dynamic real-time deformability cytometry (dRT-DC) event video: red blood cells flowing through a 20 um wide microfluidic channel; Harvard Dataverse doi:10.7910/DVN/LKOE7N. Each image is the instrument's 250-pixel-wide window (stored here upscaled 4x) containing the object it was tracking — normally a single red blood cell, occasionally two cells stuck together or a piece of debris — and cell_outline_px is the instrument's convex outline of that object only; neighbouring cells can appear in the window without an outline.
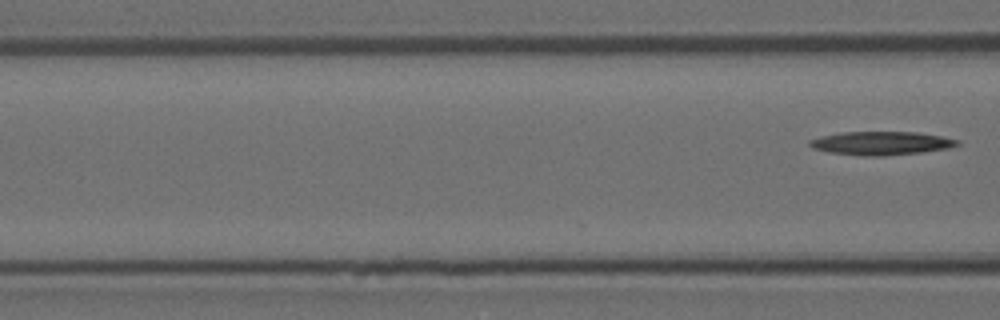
{"species": "Egyptian fruit bat (a non-hibernating species)", "species_latin": "Rousettus aegyptiacus", "temperature_condition": "room temperature", "stored_images_in_passage": 7, "camera_frame_rate_fps": 3000, "um_per_image_px": 0.085, "animal": {"sex": "female"}, "frame": {"image": 1, "passage_image": 7, "time_ms": 2.0, "image_size_px": [1000, 320], "cell_outline_px": [[960, 144], [948, 148], [920, 152], [884, 156], [860, 156], [828, 152], [812, 148], [808, 144], [808, 140], [820, 136], [840, 132], [916, 132], [940, 136], [960, 140]], "centroid_in_image_um": [74.85, 12.17], "position_along_channel_um": 91.8, "area_um2": 20.29}}